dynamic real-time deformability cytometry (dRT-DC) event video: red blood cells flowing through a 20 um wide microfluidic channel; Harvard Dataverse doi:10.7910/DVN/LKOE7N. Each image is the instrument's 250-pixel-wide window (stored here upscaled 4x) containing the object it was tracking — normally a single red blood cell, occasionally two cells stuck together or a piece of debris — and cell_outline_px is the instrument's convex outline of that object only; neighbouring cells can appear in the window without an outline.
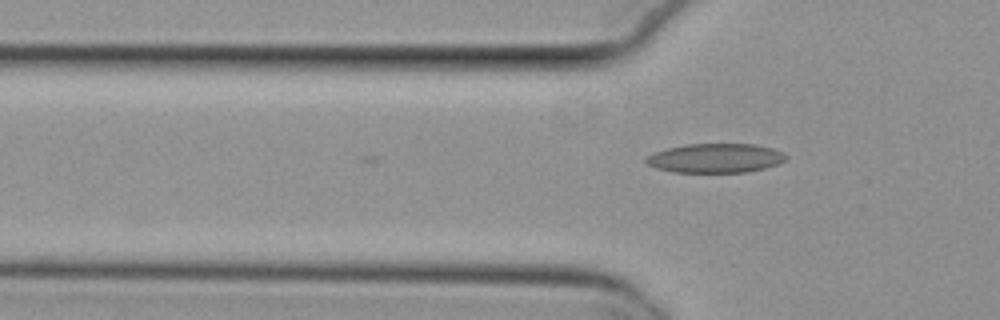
{"species": "common noctule bat (a hibernating species)", "species_latin": "Nyctalus noctula", "temperature_condition": "cold", "stored_images_in_passage": 3, "camera_frame_rate_fps": 3000, "um_per_image_px": 0.085, "animal": {"sex": "female", "body_mass_g": 29.2, "forearm_length_mm": 56.3}, "frame": {"image": 1, "passage_image": 3, "time_ms": 0.667, "image_size_px": [1000, 320], "cell_outline_px": [[788, 156], [780, 164], [764, 168], [744, 172], [672, 172], [656, 168], [648, 164], [644, 160], [644, 156], [652, 152], [668, 148], [688, 144], [756, 144], [772, 148], [784, 152]], "centroid_in_image_um": [60.8, 13.44], "position_along_channel_um": 65.0, "area_um2": 23.99}}